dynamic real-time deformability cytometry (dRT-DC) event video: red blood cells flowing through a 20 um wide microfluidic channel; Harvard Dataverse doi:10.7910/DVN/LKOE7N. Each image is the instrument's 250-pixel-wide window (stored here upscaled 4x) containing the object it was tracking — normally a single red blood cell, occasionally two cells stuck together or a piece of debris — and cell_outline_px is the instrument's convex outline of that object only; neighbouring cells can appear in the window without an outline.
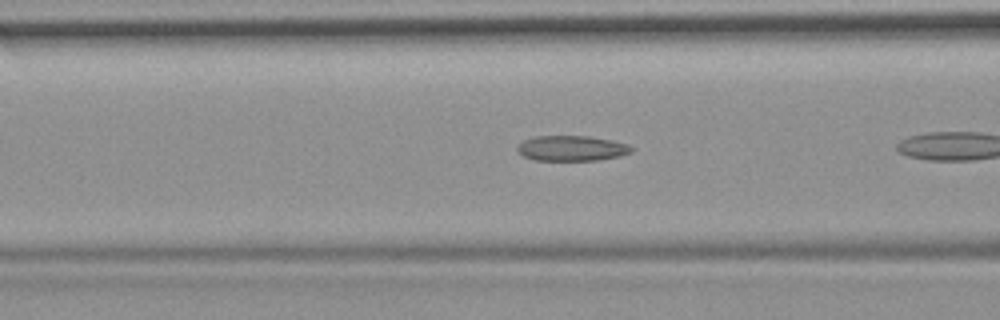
{"species": "common noctule bat (a hibernating species)", "species_latin": "Nyctalus noctula", "temperature_condition": "room temperature", "stored_images_in_passage": 8, "camera_frame_rate_fps": 3000, "um_per_image_px": 0.085, "animal": {"sex": "female", "body_mass_g": 19.9}, "frame": {"image": 1, "passage_image": 6, "time_ms": 1.667, "image_size_px": [1000, 320], "cell_outline_px": [[632, 152], [620, 156], [596, 160], [536, 160], [524, 156], [516, 148], [524, 140], [532, 136], [588, 136], [612, 140], [628, 144], [632, 148]], "centroid_in_image_um": [48.61, 12.59], "position_along_channel_um": 118.0, "area_um2": 16.7}}